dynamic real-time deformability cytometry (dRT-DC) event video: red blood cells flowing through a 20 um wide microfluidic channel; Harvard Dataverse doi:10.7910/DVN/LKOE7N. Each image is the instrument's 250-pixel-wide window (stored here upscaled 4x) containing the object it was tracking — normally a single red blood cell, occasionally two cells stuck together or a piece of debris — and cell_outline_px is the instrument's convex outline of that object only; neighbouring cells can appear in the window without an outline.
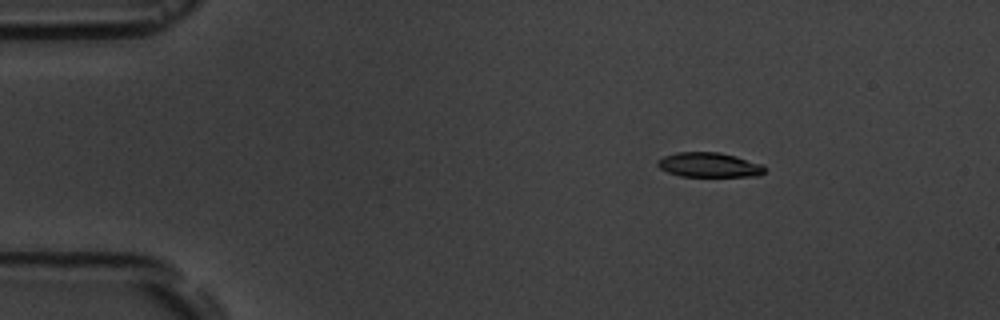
{"species": "common noctule bat (a hibernating species)", "species_latin": "Nyctalus noctula", "temperature_condition": "room temperature", "stored_images_in_passage": 6, "camera_frame_rate_fps": 3000, "um_per_image_px": 0.085, "animal": {"sex": "male", "body_mass_g": 19.5, "forearm_length_mm": 54.6}, "frame": {"image": 1, "passage_image": 2, "time_ms": 1.333, "image_size_px": [1000, 320], "cell_outline_px": [[768, 168], [760, 176], [680, 176], [668, 172], [660, 168], [656, 164], [656, 160], [664, 156], [676, 152], [720, 152], [736, 156], [760, 164]], "centroid_in_image_um": [60.26, 14.01], "position_along_channel_um": 24.7, "area_um2": 15.43}}
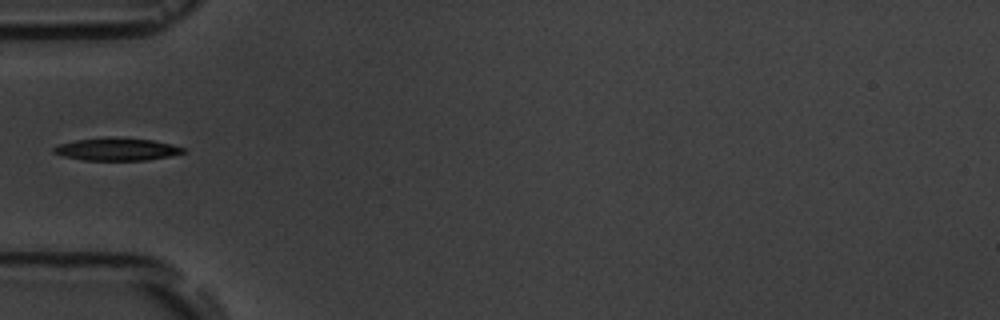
{"frame": {"image": 2, "passage_image": 5, "time_ms": 4.667, "image_size_px": [1000, 320], "cell_outline_px": [[184, 152], [168, 156], [148, 160], [84, 160], [64, 156], [52, 152], [52, 148], [60, 144], [76, 140], [104, 136], [116, 136], [152, 140], [172, 144], [184, 148]], "centroid_in_image_um": [9.9, 12.66], "position_along_channel_um": 75.1, "area_um2": 17.17}}
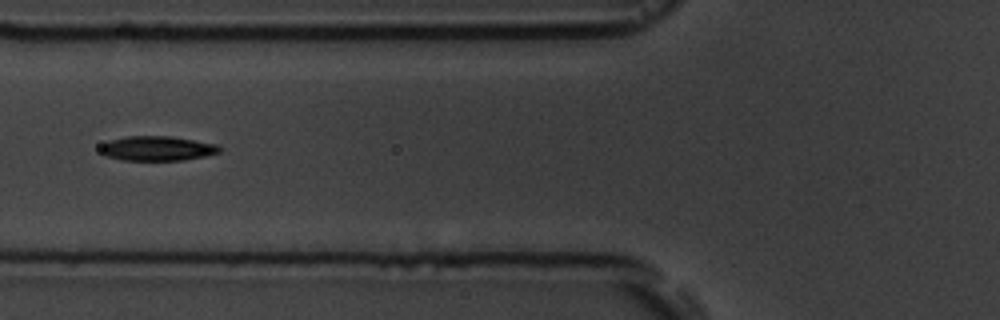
{"frame": {"image": 3, "passage_image": 6, "time_ms": 5.667, "image_size_px": [1000, 320], "cell_outline_px": [[220, 152], [204, 156], [184, 160], [120, 160], [104, 156], [100, 152], [100, 144], [108, 140], [128, 136], [172, 136], [216, 144], [220, 148]], "centroid_in_image_um": [13.29, 12.61], "position_along_channel_um": 112.5, "area_um2": 17.22}}